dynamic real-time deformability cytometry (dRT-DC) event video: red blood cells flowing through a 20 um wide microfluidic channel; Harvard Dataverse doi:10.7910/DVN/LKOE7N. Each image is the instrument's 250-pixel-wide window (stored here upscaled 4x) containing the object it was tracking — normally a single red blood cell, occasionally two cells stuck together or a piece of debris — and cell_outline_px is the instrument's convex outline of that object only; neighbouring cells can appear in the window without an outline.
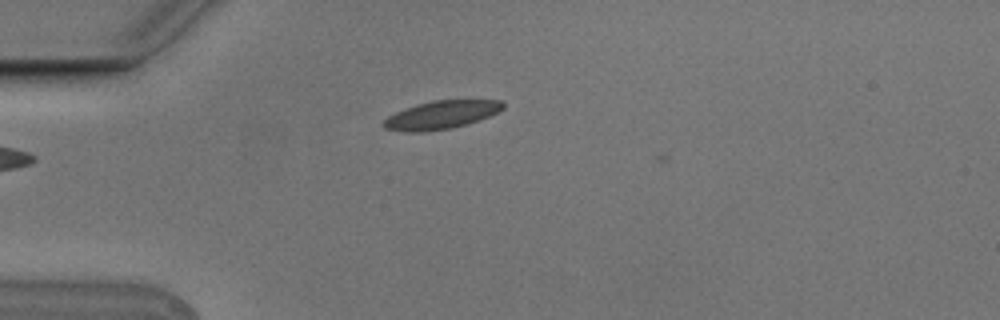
{"species": "Egyptian fruit bat (a non-hibernating species)", "species_latin": "Rousettus aegyptiacus", "temperature_condition": "cold", "stored_images_in_passage": 4, "camera_frame_rate_fps": 3000, "um_per_image_px": 0.085, "animal": {"sex": "male"}, "frame": {"image": 1, "passage_image": 4, "time_ms": 1.0, "image_size_px": [1000, 320], "cell_outline_px": [[504, 108], [488, 116], [452, 128], [424, 132], [404, 132], [384, 128], [380, 124], [388, 116], [396, 112], [416, 104], [432, 100], [500, 100], [504, 104]], "centroid_in_image_um": [37.44, 9.77], "position_along_channel_um": 47.6, "area_um2": 19.48}}